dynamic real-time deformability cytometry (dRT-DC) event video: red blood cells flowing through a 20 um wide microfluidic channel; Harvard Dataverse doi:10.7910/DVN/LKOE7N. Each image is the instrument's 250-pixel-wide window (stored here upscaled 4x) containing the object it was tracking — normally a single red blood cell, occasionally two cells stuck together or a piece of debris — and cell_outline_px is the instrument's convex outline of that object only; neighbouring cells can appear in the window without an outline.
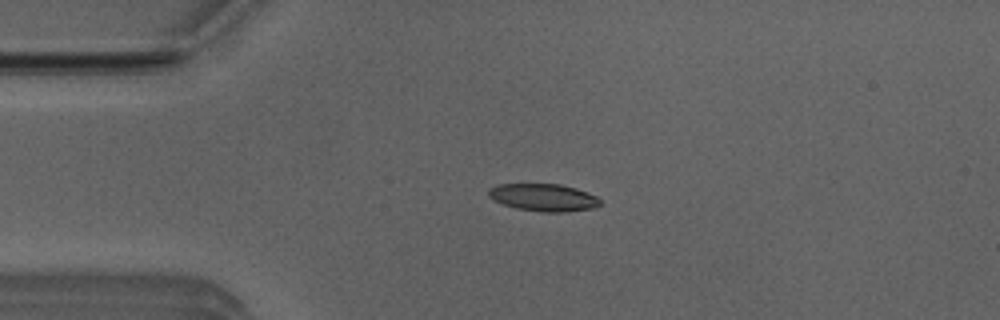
{"species": "Egyptian fruit bat (a non-hibernating species)", "species_latin": "Rousettus aegyptiacus", "temperature_condition": "room temperature", "stored_images_in_passage": 4, "camera_frame_rate_fps": 3000, "um_per_image_px": 0.085, "animal": {"sex": "male"}, "frame": {"image": 1, "passage_image": 3, "time_ms": 0.667, "image_size_px": [1000, 320], "cell_outline_px": [[600, 204], [592, 208], [564, 212], [544, 212], [516, 208], [504, 204], [488, 196], [488, 188], [496, 184], [560, 184], [576, 188], [596, 196], [600, 200]], "centroid_in_image_um": [46.18, 16.77], "position_along_channel_um": 38.8, "area_um2": 17.69}}